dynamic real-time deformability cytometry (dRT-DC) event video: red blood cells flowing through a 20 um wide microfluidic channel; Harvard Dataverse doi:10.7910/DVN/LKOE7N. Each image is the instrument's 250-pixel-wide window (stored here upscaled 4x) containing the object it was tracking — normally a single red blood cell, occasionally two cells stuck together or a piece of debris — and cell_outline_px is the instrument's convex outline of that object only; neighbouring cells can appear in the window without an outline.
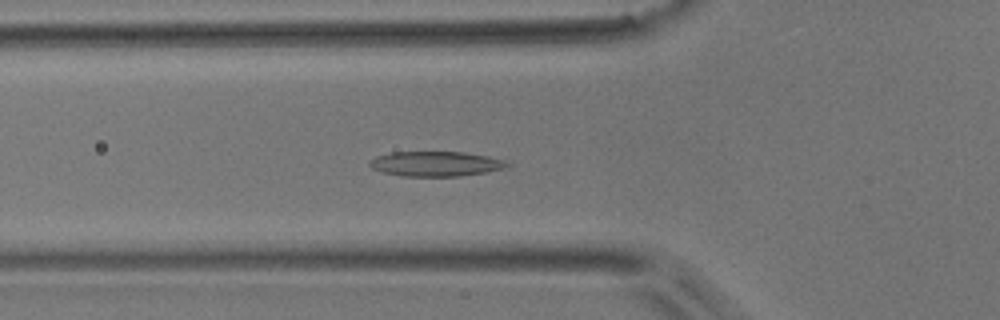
{"species": "common noctule bat (a hibernating species)", "species_latin": "Nyctalus noctula", "temperature_condition": "room temperature", "stored_images_in_passage": 51, "camera_frame_rate_fps": 3000, "um_per_image_px": 0.085, "animal": {"sex": "male", "body_mass_g": 17.9}, "frame": {"image": 1, "passage_image": 18, "time_ms": 5.667, "image_size_px": [1000, 320], "cell_outline_px": [[512, 164], [504, 168], [484, 172], [460, 176], [400, 176], [384, 172], [372, 168], [368, 164], [368, 160], [376, 156], [392, 152], [464, 152], [488, 156], [504, 160]], "centroid_in_image_um": [37.01, 13.92], "position_along_channel_um": 88.8, "area_um2": 19.94}}
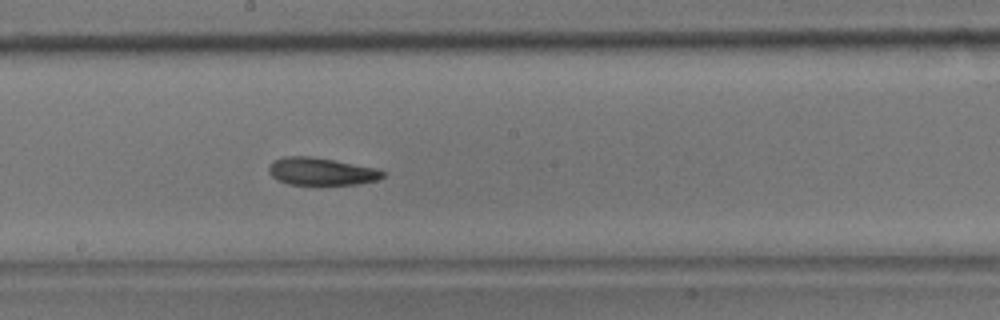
{"frame": {"image": 2, "passage_image": 28, "time_ms": 9.0, "image_size_px": [1000, 320], "cell_outline_px": [[384, 176], [376, 180], [356, 184], [288, 184], [272, 176], [268, 172], [268, 168], [272, 160], [284, 156], [312, 156], [376, 168], [384, 172]], "centroid_in_image_um": [27.27, 14.56], "position_along_channel_um": 220.9, "area_um2": 18.09}}
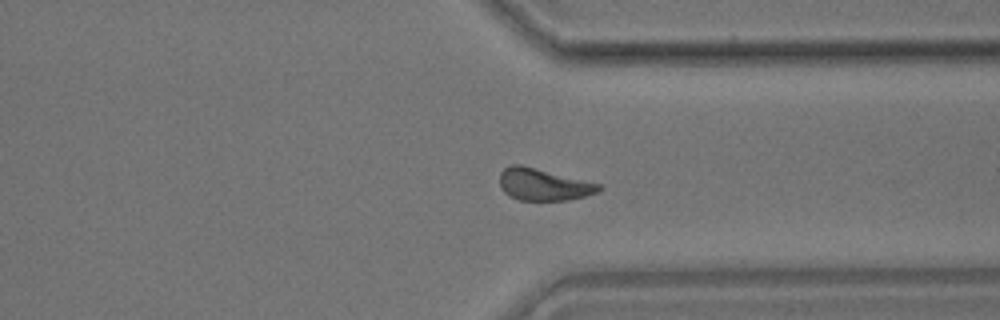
{"frame": {"image": 3, "passage_image": 39, "time_ms": 12.667, "image_size_px": [1000, 320], "cell_outline_px": [[604, 188], [596, 192], [584, 196], [568, 200], [520, 200], [508, 196], [500, 188], [500, 172], [508, 164], [520, 164], [604, 184]], "centroid_in_image_um": [46.2, 15.67], "position_along_channel_um": 365.2, "area_um2": 18.79}, "authors_computed_cell_mechanics": {"area_um2": 18.9006, "velocity_mm_per_s": 3.9445, "shape_relaxation_time_tau1_ms": 3.5176, "shape_relaxation_time_tau2_ms": 3.1096, "deformation_change_tau1": 0.1148, "deformation_change_tau2": 0.0933}}